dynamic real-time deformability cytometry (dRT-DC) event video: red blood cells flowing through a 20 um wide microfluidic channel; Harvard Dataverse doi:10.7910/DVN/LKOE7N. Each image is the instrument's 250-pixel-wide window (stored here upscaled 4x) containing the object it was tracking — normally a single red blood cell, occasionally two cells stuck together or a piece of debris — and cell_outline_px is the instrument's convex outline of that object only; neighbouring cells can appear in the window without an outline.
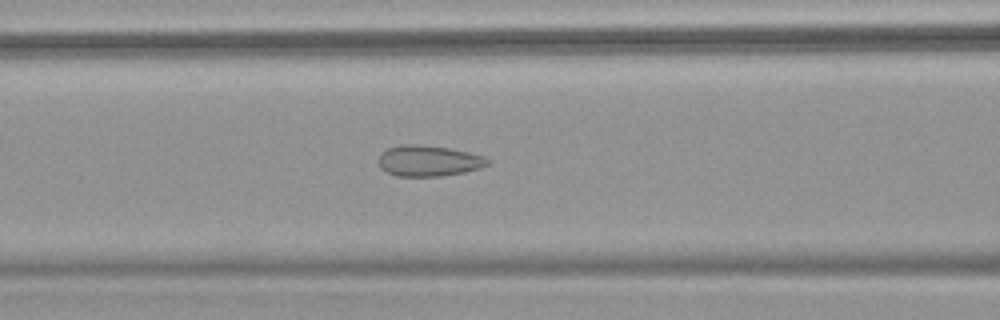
{"species": "common noctule bat (a hibernating species)", "species_latin": "Nyctalus noctula", "temperature_condition": "warm", "stored_images_in_passage": 53, "camera_frame_rate_fps": 3000, "um_per_image_px": 0.085, "animal": {"sex": "female", "body_mass_g": 18.4}, "frame": {"image": 1, "passage_image": 23, "time_ms": 7.333, "image_size_px": [1000, 320], "cell_outline_px": [[488, 164], [480, 168], [464, 172], [440, 176], [396, 176], [380, 168], [376, 160], [380, 152], [388, 148], [404, 144], [420, 144], [448, 148], [468, 152], [484, 156], [488, 160]], "centroid_in_image_um": [36.37, 13.66], "position_along_channel_um": 130.2, "area_um2": 19.71}}
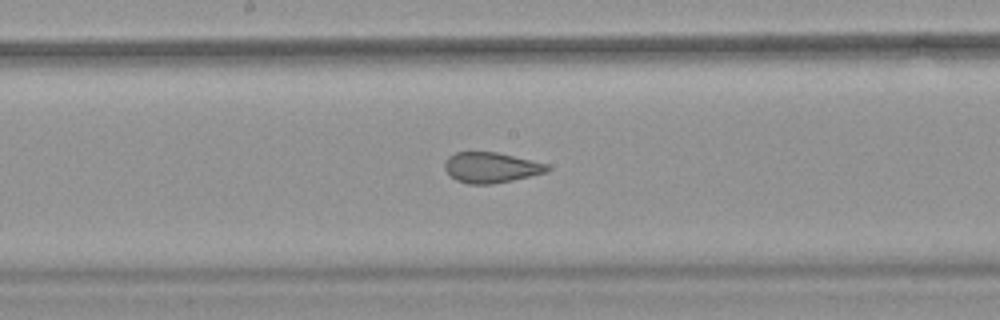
{"frame": {"image": 2, "passage_image": 29, "time_ms": 9.333, "image_size_px": [1000, 320], "cell_outline_px": [[552, 168], [548, 172], [512, 180], [492, 184], [468, 184], [456, 180], [444, 168], [444, 164], [448, 156], [456, 152], [496, 152], [548, 164]], "centroid_in_image_um": [41.75, 14.24], "position_along_channel_um": 206.5, "area_um2": 18.15}}
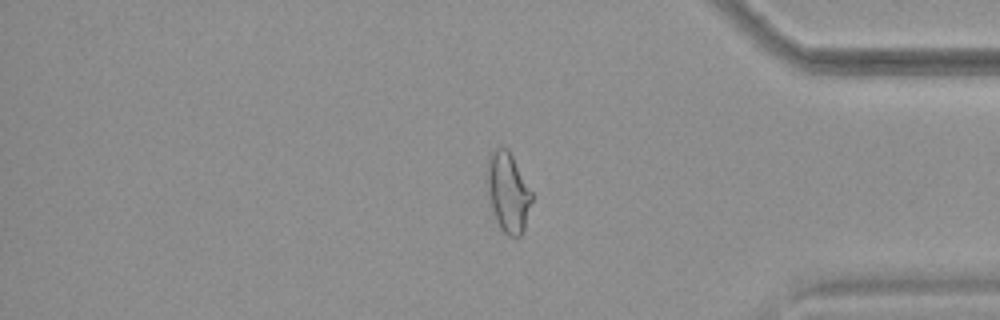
{"frame": {"image": 3, "passage_image": 45, "time_ms": 14.667, "image_size_px": [1000, 320], "cell_outline_px": [[532, 200], [524, 232], [520, 236], [508, 236], [500, 228], [496, 220], [488, 196], [484, 176], [488, 156], [492, 148], [508, 148], [532, 192]], "centroid_in_image_um": [43.14, 16.31], "position_along_channel_um": 392.1, "area_um2": 21.21}, "authors_computed_cell_mechanics": {"area_um2": 21.964, "velocity_mm_per_s": 3.8269, "shape_relaxation_time_tau1_ms": null, "shape_relaxation_time_tau2_ms": 1.1906, "deformation_change_tau1": null, "deformation_change_tau2": 0.0782}}